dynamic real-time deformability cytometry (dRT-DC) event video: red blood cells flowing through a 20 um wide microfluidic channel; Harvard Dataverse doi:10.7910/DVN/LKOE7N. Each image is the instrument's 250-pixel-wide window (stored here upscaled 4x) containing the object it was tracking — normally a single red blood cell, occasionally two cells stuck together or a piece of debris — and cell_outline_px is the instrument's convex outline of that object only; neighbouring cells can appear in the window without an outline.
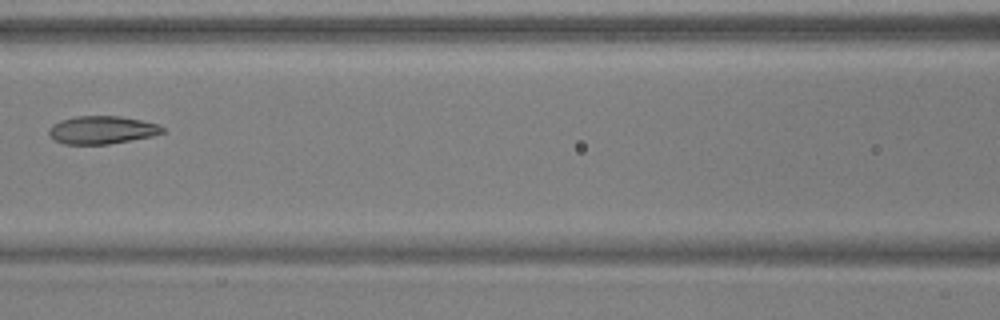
{"species": "common noctule bat (a hibernating species)", "species_latin": "Nyctalus noctula", "temperature_condition": "warm", "stored_images_in_passage": 4, "camera_frame_rate_fps": 3000, "um_per_image_px": 0.085, "animal": {"sex": "male", "body_mass_g": 17.9, "forearm_length_mm": 54.2}, "frame": {"image": 1, "passage_image": 4, "time_ms": 1.0, "image_size_px": [1000, 320], "cell_outline_px": [[164, 132], [152, 136], [108, 144], [64, 144], [52, 140], [48, 132], [48, 128], [52, 124], [60, 120], [76, 116], [120, 116], [140, 120], [156, 124], [164, 128]], "centroid_in_image_um": [8.6, 11.05], "position_along_channel_um": 158.0, "area_um2": 18.5}}